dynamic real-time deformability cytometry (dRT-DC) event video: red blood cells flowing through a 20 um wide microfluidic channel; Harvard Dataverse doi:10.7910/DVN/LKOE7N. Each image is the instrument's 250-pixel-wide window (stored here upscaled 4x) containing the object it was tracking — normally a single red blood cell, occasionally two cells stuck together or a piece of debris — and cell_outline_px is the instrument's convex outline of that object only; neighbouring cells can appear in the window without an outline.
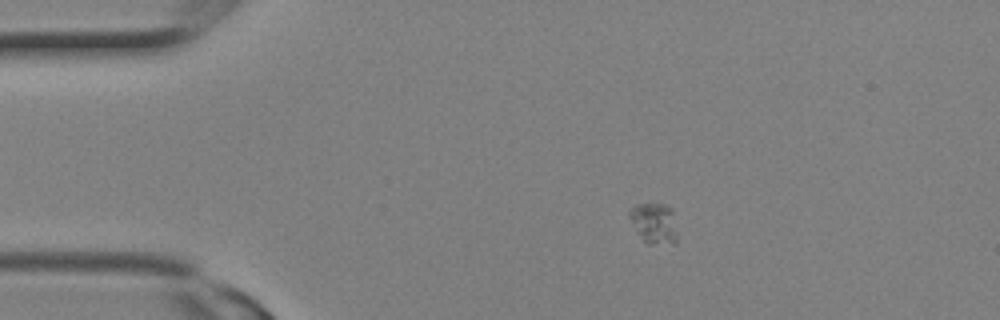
{"species": "Egyptian fruit bat (a non-hibernating species)", "species_latin": "Rousettus aegyptiacus", "temperature_condition": "room temperature", "stored_images_in_passage": 19, "camera_frame_rate_fps": 3000, "um_per_image_px": 0.085, "animal": {"sex": "female"}, "frame": {"image": 1, "passage_image": 5, "time_ms": 1.333, "image_size_px": [1000, 320], "cell_outline_px": [[676, 244], [648, 244], [636, 232], [628, 216], [628, 212], [636, 204], [664, 204], [672, 208], [676, 236]], "centroid_in_image_um": [55.58, 18.98], "position_along_channel_um": 29.4, "area_um2": 11.33}}